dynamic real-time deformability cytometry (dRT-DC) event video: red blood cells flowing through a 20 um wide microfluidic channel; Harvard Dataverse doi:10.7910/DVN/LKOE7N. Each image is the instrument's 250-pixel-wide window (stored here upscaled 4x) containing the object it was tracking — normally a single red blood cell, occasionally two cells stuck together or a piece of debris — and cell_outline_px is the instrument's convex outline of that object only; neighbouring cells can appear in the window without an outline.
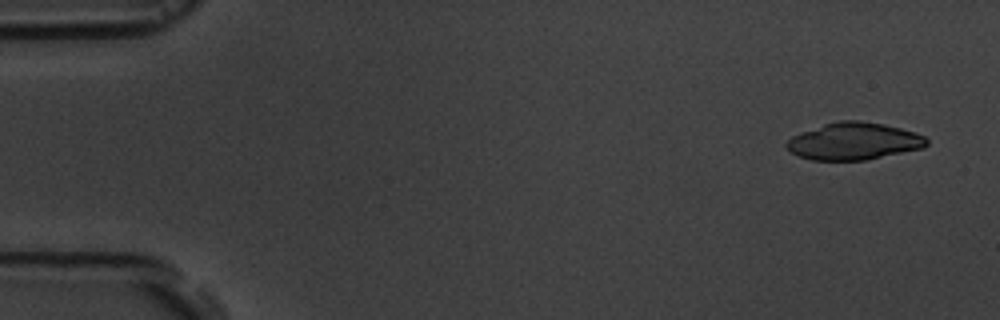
{"species": "common noctule bat (a hibernating species)", "species_latin": "Nyctalus noctula", "temperature_condition": "room temperature", "stored_images_in_passage": 6, "camera_frame_rate_fps": 3000, "um_per_image_px": 0.085, "animal": {"sex": "male", "body_mass_g": 19.5, "forearm_length_mm": 54.6}, "frame": {"image": 1, "passage_image": 1, "time_ms": 0.0, "image_size_px": [1000, 320], "cell_outline_px": [[928, 144], [924, 148], [868, 160], [812, 160], [800, 156], [792, 152], [784, 144], [792, 136], [824, 124], [840, 120], [860, 120], [884, 124], [900, 128], [924, 136], [928, 140]], "centroid_in_image_um": [72.6, 12.01], "position_along_channel_um": 12.4, "area_um2": 30.23}}